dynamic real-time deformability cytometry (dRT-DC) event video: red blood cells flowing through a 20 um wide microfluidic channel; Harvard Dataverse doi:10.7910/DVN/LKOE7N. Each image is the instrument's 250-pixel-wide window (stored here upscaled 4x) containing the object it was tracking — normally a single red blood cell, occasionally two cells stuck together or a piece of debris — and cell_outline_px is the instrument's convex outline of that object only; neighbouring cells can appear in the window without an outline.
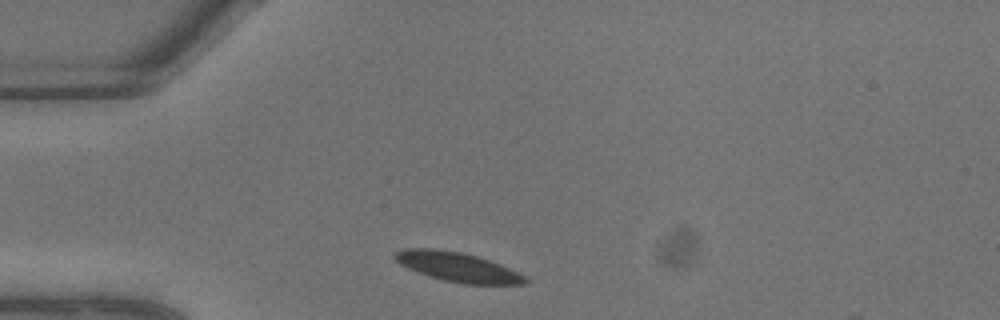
{"species": "common noctule bat (a hibernating species)", "species_latin": "Nyctalus noctula", "temperature_condition": "warm", "stored_images_in_passage": 6, "camera_frame_rate_fps": 3000, "um_per_image_px": 0.085, "animal": {"sex": "male", "body_mass_g": 13.3}, "frame": {"image": 1, "passage_image": 1, "time_ms": 0.0, "image_size_px": [1000, 320], "cell_outline_px": [[528, 280], [524, 284], [464, 284], [444, 280], [428, 276], [408, 268], [400, 264], [392, 256], [396, 252], [404, 248], [436, 248], [460, 252], [476, 256], [500, 264], [524, 276]], "centroid_in_image_um": [38.84, 22.68], "position_along_channel_um": 46.2, "area_um2": 22.08}}
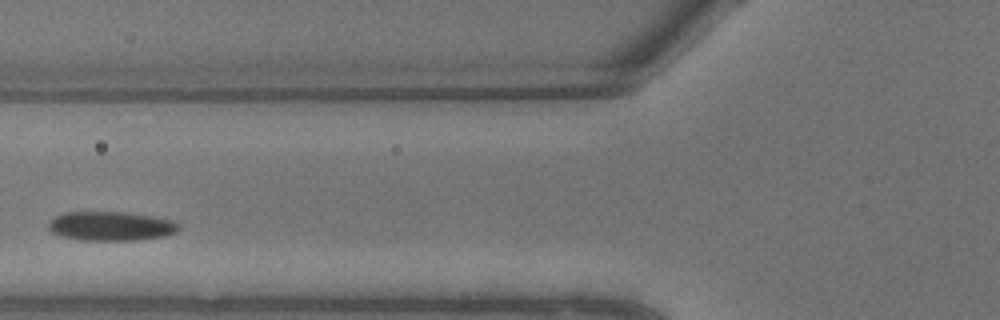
{"frame": {"image": 2, "passage_image": 4, "time_ms": 1.0, "image_size_px": [1000, 320], "cell_outline_px": [[180, 228], [176, 232], [164, 236], [136, 240], [84, 240], [60, 236], [52, 232], [48, 228], [48, 224], [56, 216], [64, 212], [128, 212], [176, 220], [180, 224]], "centroid_in_image_um": [9.47, 19.21], "position_along_channel_um": 116.3, "area_um2": 22.25}}
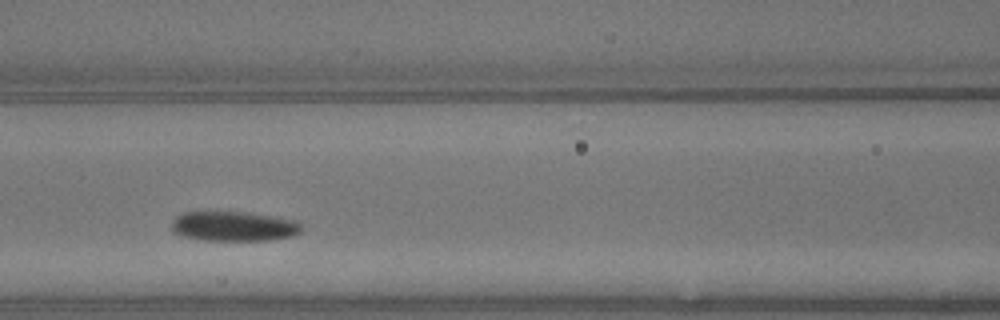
{"frame": {"image": 3, "passage_image": 5, "time_ms": 1.333, "image_size_px": [1000, 320], "cell_outline_px": [[300, 232], [292, 236], [268, 240], [200, 240], [180, 236], [172, 232], [172, 220], [176, 216], [184, 212], [244, 212], [272, 216], [296, 220], [300, 224]], "centroid_in_image_um": [19.81, 19.24], "position_along_channel_um": 146.8, "area_um2": 22.54}}